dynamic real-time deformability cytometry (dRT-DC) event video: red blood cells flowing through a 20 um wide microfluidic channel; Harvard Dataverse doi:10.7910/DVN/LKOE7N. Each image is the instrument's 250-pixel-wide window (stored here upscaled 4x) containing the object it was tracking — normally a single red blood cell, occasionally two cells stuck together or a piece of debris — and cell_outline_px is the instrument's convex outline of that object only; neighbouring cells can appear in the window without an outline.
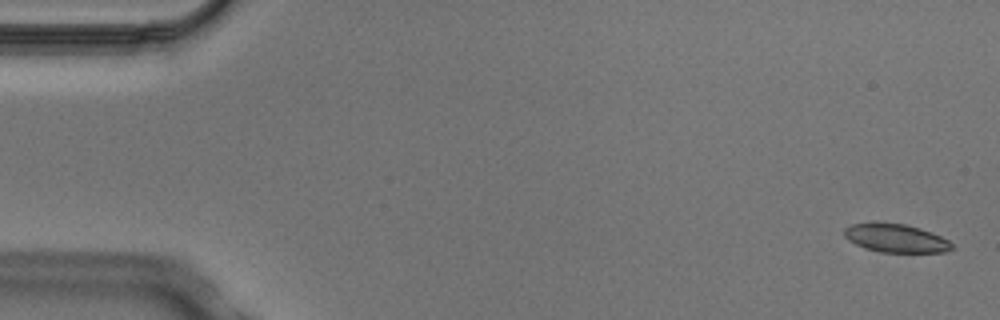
{"species": "Egyptian fruit bat (a non-hibernating species)", "species_latin": "Rousettus aegyptiacus", "temperature_condition": "cold", "stored_images_in_passage": 4, "camera_frame_rate_fps": 3000, "um_per_image_px": 0.085, "animal": {"sex": "male"}, "frame": {"image": 1, "passage_image": 1, "time_ms": 0.0, "image_size_px": [1000, 320], "cell_outline_px": [[952, 248], [944, 252], [880, 252], [864, 248], [848, 240], [844, 236], [844, 228], [852, 224], [904, 224], [920, 228], [932, 232], [948, 240], [952, 244]], "centroid_in_image_um": [76.15, 20.27], "position_along_channel_um": 8.9, "area_um2": 17.4}}
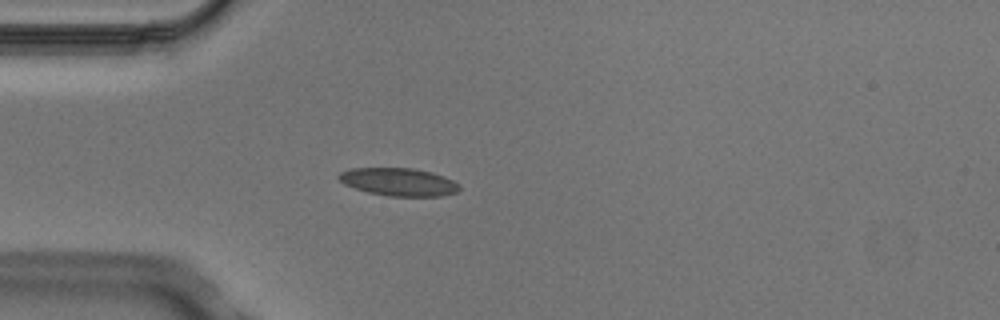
{"frame": {"image": 2, "passage_image": 4, "time_ms": 1.0, "image_size_px": [1000, 320], "cell_outline_px": [[460, 188], [456, 192], [440, 196], [388, 196], [368, 192], [344, 184], [336, 176], [340, 172], [352, 168], [412, 168], [432, 172], [444, 176], [460, 184]], "centroid_in_image_um": [33.89, 15.46], "position_along_channel_um": 51.1, "area_um2": 19.54}}